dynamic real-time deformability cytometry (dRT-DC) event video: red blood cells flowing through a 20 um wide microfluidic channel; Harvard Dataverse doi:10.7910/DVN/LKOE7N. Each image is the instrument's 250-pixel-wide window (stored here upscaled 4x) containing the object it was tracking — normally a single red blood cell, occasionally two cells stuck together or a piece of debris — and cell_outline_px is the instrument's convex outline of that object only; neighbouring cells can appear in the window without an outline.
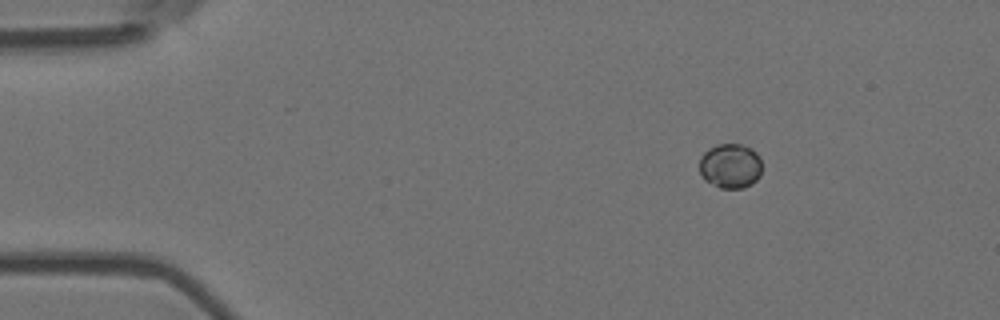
{"species": "Egyptian fruit bat (a non-hibernating species)", "species_latin": "Rousettus aegyptiacus", "temperature_condition": "room temperature", "stored_images_in_passage": 4, "camera_frame_rate_fps": 3000, "um_per_image_px": 0.085, "animal": {"sex": "female"}, "frame": {"image": 1, "passage_image": 1, "time_ms": 0.0, "image_size_px": [1000, 320], "cell_outline_px": [[760, 176], [752, 184], [744, 188], [720, 188], [704, 180], [700, 172], [700, 156], [708, 148], [716, 144], [740, 144], [752, 148], [760, 156]], "centroid_in_image_um": [62.07, 14.1], "position_along_channel_um": 22.9, "area_um2": 16.47}}
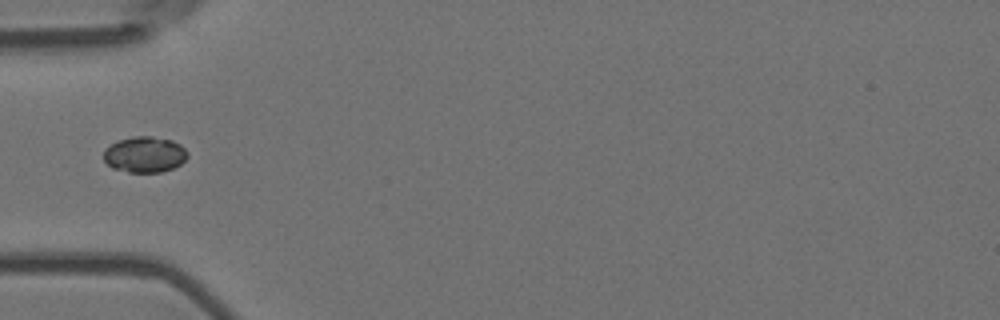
{"frame": {"image": 2, "passage_image": 4, "time_ms": 1.0, "image_size_px": [1000, 320], "cell_outline_px": [[188, 156], [180, 164], [172, 168], [160, 172], [128, 172], [112, 168], [104, 160], [104, 148], [120, 140], [136, 136], [152, 136], [172, 140], [180, 144], [188, 152]], "centroid_in_image_um": [12.3, 13.13], "position_along_channel_um": 72.7, "area_um2": 17.46}}